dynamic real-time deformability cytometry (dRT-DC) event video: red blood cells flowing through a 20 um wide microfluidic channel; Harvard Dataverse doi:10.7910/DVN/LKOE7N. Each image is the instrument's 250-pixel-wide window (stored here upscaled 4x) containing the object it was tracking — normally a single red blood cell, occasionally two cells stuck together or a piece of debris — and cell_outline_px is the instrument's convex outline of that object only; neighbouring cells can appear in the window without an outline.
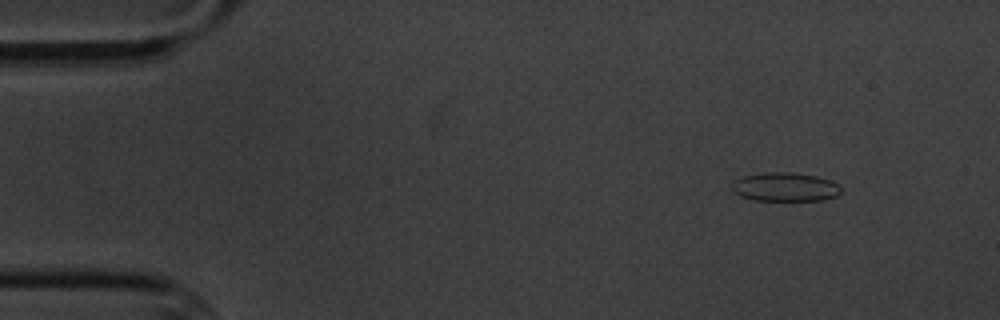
{"species": "common noctule bat (a hibernating species)", "species_latin": "Nyctalus noctula", "temperature_condition": "cold", "stored_images_in_passage": 6, "camera_frame_rate_fps": 3000, "um_per_image_px": 0.085, "animal": {"sex": "male", "body_mass_g": 20.1, "forearm_length_mm": 53.5}, "frame": {"image": 1, "passage_image": 6, "time_ms": 6.667, "image_size_px": [1000, 320], "cell_outline_px": [[840, 192], [836, 196], [820, 200], [752, 200], [740, 196], [732, 188], [732, 180], [744, 176], [764, 172], [788, 172], [816, 176], [832, 180], [840, 188]], "centroid_in_image_um": [66.7, 15.88], "position_along_channel_um": 18.3, "area_um2": 18.21}}